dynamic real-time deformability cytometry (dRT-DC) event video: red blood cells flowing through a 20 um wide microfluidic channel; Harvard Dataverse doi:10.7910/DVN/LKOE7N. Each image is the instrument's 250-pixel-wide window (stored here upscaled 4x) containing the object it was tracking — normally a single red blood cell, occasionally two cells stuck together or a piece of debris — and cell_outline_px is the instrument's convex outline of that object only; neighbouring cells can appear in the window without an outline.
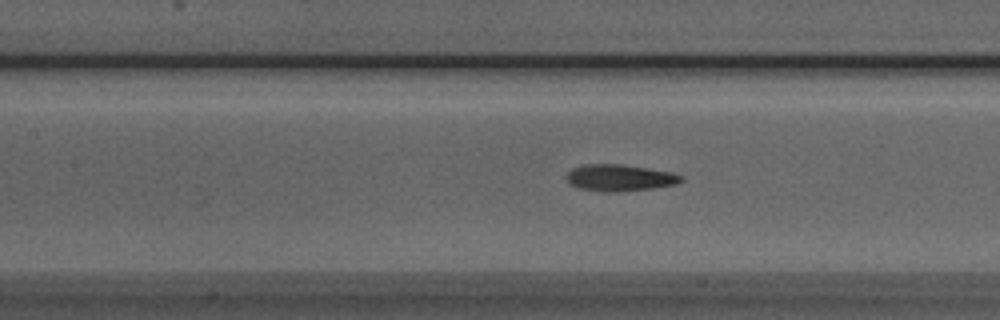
{"species": "Egyptian fruit bat (a non-hibernating species)", "species_latin": "Rousettus aegyptiacus", "temperature_condition": "room temperature", "stored_images_in_passage": 46, "camera_frame_rate_fps": 3000, "um_per_image_px": 0.085, "animal": {"sex": "male"}, "frame": {"image": 1, "passage_image": 22, "time_ms": 7.0, "image_size_px": [1000, 320], "cell_outline_px": [[684, 180], [676, 184], [652, 188], [616, 192], [604, 192], [580, 188], [568, 184], [568, 172], [572, 168], [584, 164], [620, 164], [672, 172], [684, 176]], "centroid_in_image_um": [52.69, 15.11], "position_along_channel_um": 154.7, "area_um2": 17.74}}
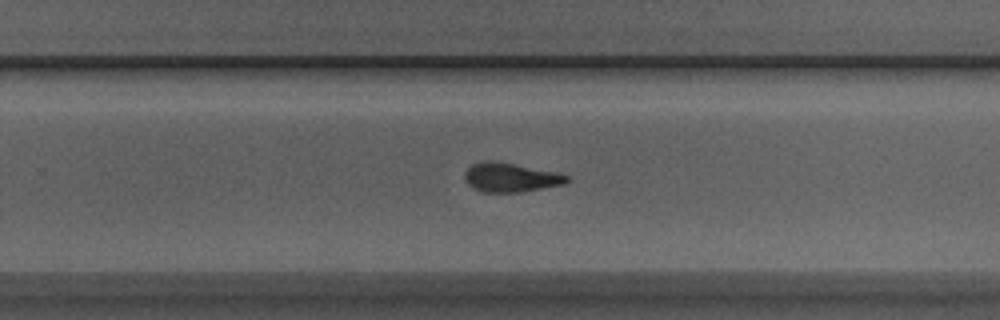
{"frame": {"image": 2, "passage_image": 32, "time_ms": 10.333, "image_size_px": [1000, 320], "cell_outline_px": [[568, 180], [564, 184], [520, 192], [484, 192], [468, 184], [464, 176], [464, 172], [472, 164], [480, 160], [496, 160], [556, 172], [568, 176]], "centroid_in_image_um": [43.36, 15.06], "position_along_channel_um": 286.4, "area_um2": 17.28}}
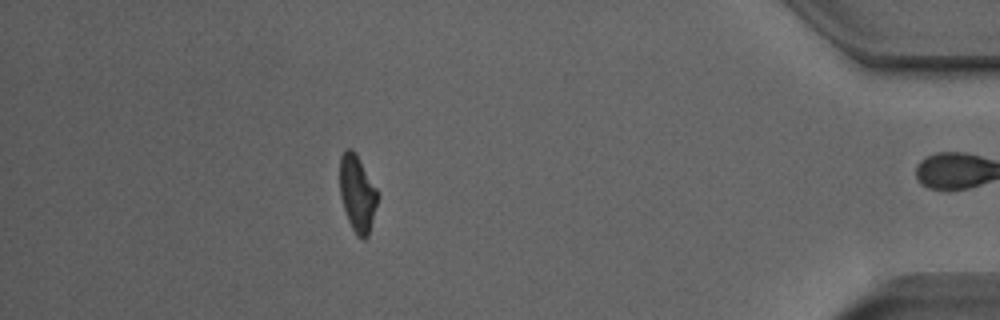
{"frame": {"image": 3, "passage_image": 45, "time_ms": 14.667, "image_size_px": [1000, 320], "cell_outline_px": [[380, 196], [368, 236], [364, 240], [356, 236], [348, 220], [340, 196], [340, 156], [344, 148], [352, 148], [376, 188]], "centroid_in_image_um": [30.38, 16.46], "position_along_channel_um": 404.8, "area_um2": 16.94}, "authors_computed_cell_mechanics": {"area_um2": 17.6868, "velocity_mm_per_s": 3.9646, "shape_relaxation_time_tau1_ms": 5.5605, "shape_relaxation_time_tau2_ms": 3.3272, "deformation_change_tau1": 0.1808, "deformation_change_tau2": 0.1034}}